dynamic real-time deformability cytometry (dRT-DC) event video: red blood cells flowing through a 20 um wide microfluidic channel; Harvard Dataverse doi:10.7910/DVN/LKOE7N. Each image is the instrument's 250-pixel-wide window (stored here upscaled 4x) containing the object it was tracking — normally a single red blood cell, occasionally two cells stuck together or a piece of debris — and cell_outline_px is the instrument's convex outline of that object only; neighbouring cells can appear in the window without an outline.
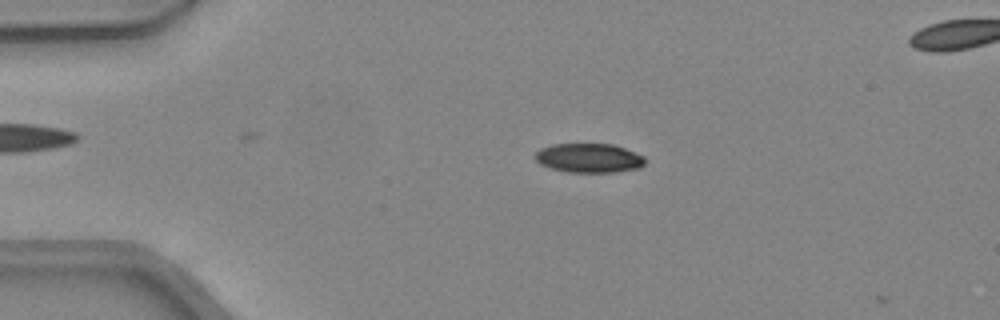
{"species": "common noctule bat (a hibernating species)", "species_latin": "Nyctalus noctula", "temperature_condition": "warm", "stored_images_in_passage": 10, "camera_frame_rate_fps": 3000, "um_per_image_px": 0.085, "animal": {"sex": "female", "body_mass_g": 24.6, "forearm_length_mm": 56.2}, "frame": {"image": 1, "passage_image": 9, "time_ms": 2.667, "image_size_px": [1000, 320], "cell_outline_px": [[644, 164], [640, 168], [616, 172], [568, 172], [548, 168], [540, 164], [532, 156], [540, 148], [552, 144], [612, 144], [624, 148], [644, 156]], "centroid_in_image_um": [50.02, 13.43], "position_along_channel_um": 35.0, "area_um2": 18.84}}